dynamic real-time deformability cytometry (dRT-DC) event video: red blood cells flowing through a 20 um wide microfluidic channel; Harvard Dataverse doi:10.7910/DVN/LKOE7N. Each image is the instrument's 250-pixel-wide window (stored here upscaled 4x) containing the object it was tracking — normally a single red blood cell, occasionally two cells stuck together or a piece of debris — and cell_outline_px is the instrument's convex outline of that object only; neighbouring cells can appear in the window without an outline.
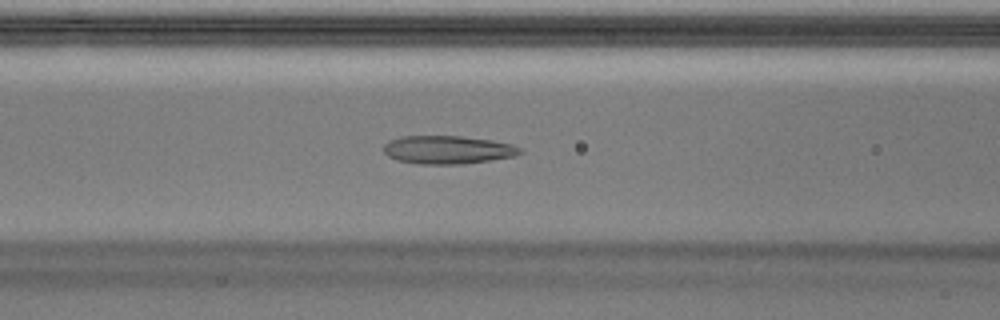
{"species": "Egyptian fruit bat (a non-hibernating species)", "species_latin": "Rousettus aegyptiacus", "temperature_condition": "warm", "stored_images_in_passage": 49, "camera_frame_rate_fps": 3000, "um_per_image_px": 0.085, "animal": {"sex": "male"}, "frame": {"image": 1, "passage_image": 20, "time_ms": 6.333, "image_size_px": [1000, 320], "cell_outline_px": [[524, 152], [516, 156], [460, 164], [420, 164], [400, 160], [388, 156], [384, 152], [384, 144], [400, 136], [460, 136], [492, 140], [512, 144], [520, 148]], "centroid_in_image_um": [38.08, 12.72], "position_along_channel_um": 128.5, "area_um2": 22.25}}
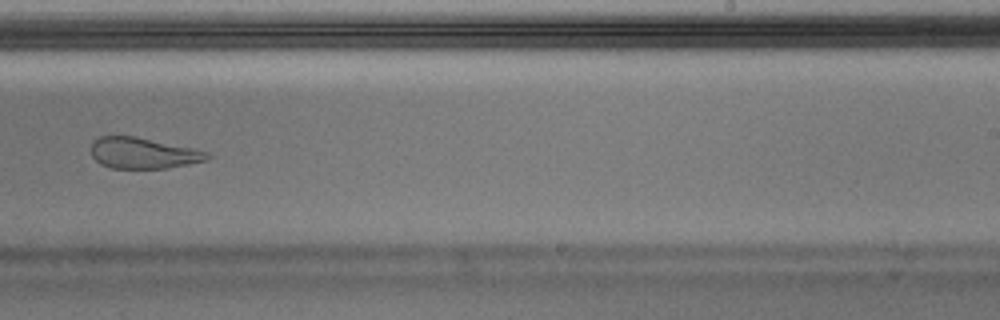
{"frame": {"image": 2, "passage_image": 31, "time_ms": 10.0, "image_size_px": [1000, 320], "cell_outline_px": [[212, 156], [208, 160], [168, 168], [112, 168], [100, 164], [92, 156], [92, 144], [100, 136], [132, 136], [192, 148], [208, 152]], "centroid_in_image_um": [12.19, 13.03], "position_along_channel_um": 276.8, "area_um2": 20.69}}
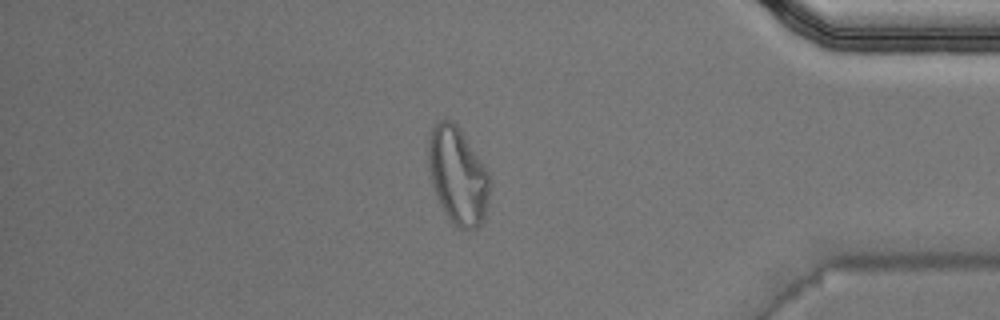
{"frame": {"image": 3, "passage_image": 42, "time_ms": 13.667, "image_size_px": [1000, 320], "cell_outline_px": [[492, 184], [484, 216], [480, 224], [476, 228], [460, 228], [452, 224], [444, 212], [436, 196], [428, 172], [428, 136], [432, 124], [440, 120], [452, 120], [460, 128], [488, 172]], "centroid_in_image_um": [38.89, 14.9], "position_along_channel_um": 396.3, "area_um2": 35.03}, "authors_computed_cell_mechanics": {"area_um2": 24.276, "velocity_mm_per_s": 4.048, "shape_relaxation_time_tau1_ms": null, "shape_relaxation_time_tau2_ms": 1.4317, "deformation_change_tau1": null, "deformation_change_tau2": 0.0792}}